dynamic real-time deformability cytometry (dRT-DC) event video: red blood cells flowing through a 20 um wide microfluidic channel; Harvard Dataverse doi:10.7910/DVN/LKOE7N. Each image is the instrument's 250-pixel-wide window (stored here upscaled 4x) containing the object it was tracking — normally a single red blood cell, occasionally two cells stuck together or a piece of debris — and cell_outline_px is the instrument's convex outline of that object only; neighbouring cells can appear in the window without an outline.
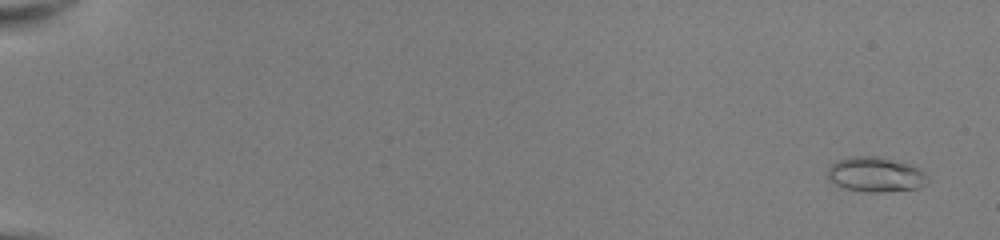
{"species": "common noctule bat (a hibernating species)", "species_latin": "Nyctalus noctula", "temperature_condition": "room temperature", "stored_images_in_passage": 53, "camera_frame_rate_fps": 3000, "um_per_image_px": 0.085, "animal": {"sex": "female", "body_mass_g": 22.0, "forearm_length_mm": 56.7}, "frame": {"image": 1, "passage_image": 3, "time_ms": 0.667, "image_size_px": [1000, 240], "cell_outline_px": [[924, 184], [920, 188], [884, 192], [864, 192], [844, 188], [828, 180], [828, 168], [836, 160], [848, 156], [880, 156], [908, 164], [924, 172]], "centroid_in_image_um": [74.35, 14.83], "position_along_channel_um": 10.7, "area_um2": 20.23}}
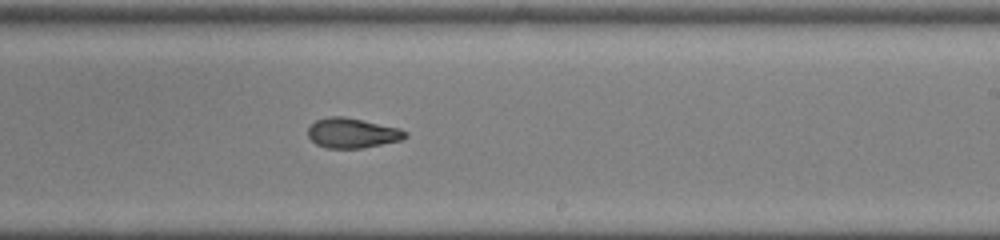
{"frame": {"image": 2, "passage_image": 35, "time_ms": 11.333, "image_size_px": [1000, 240], "cell_outline_px": [[408, 136], [400, 140], [360, 148], [328, 148], [316, 144], [308, 136], [308, 128], [316, 120], [328, 116], [344, 116], [400, 128], [408, 132]], "centroid_in_image_um": [29.94, 11.29], "position_along_channel_um": 259.1, "area_um2": 16.88}}
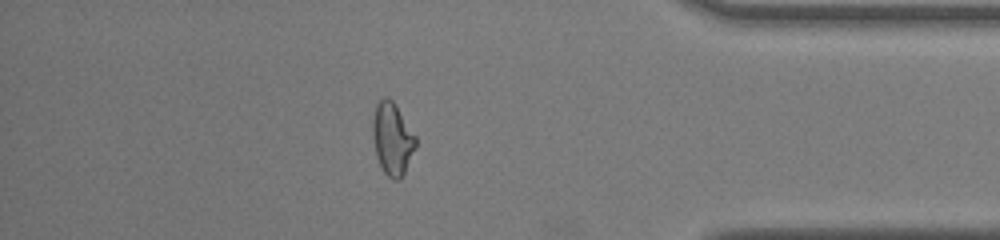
{"frame": {"image": 3, "passage_image": 47, "time_ms": 15.333, "image_size_px": [1000, 240], "cell_outline_px": [[416, 148], [400, 180], [392, 180], [384, 172], [376, 156], [372, 136], [372, 120], [376, 104], [384, 96], [392, 100], [416, 136]], "centroid_in_image_um": [33.34, 11.81], "position_along_channel_um": 401.9, "area_um2": 18.09}, "authors_computed_cell_mechanics": {"area_um2": 17.9758, "velocity_mm_per_s": 4.0766, "shape_relaxation_time_tau1_ms": 5.4076, "shape_relaxation_time_tau2_ms": 1.5672, "deformation_change_tau1": 0.1844, "deformation_change_tau2": 0.0836}}